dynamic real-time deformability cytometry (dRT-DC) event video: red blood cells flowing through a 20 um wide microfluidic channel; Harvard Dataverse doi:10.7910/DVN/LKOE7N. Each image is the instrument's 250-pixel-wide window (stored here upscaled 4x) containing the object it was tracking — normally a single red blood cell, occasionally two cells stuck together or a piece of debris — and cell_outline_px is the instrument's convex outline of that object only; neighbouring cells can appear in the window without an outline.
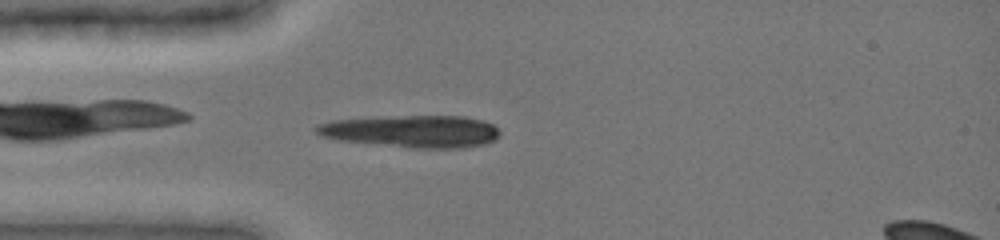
{"species": "common noctule bat (a hibernating species)", "species_latin": "Nyctalus noctula", "temperature_condition": "cold", "stored_images_in_passage": 7, "camera_frame_rate_fps": 3000, "um_per_image_px": 0.085, "animal": {"sex": "female", "body_mass_g": 19.0, "forearm_length_mm": 51.5}, "frame": {"image": 1, "passage_image": 5, "time_ms": 3.333, "image_size_px": [1000, 240], "cell_outline_px": [[500, 136], [496, 140], [484, 144], [464, 148], [412, 148], [340, 140], [320, 136], [312, 128], [316, 124], [332, 120], [404, 116], [464, 116], [484, 120], [492, 124], [500, 132]], "centroid_in_image_um": [35.04, 11.17], "position_along_channel_um": 50.0, "area_um2": 34.56}}